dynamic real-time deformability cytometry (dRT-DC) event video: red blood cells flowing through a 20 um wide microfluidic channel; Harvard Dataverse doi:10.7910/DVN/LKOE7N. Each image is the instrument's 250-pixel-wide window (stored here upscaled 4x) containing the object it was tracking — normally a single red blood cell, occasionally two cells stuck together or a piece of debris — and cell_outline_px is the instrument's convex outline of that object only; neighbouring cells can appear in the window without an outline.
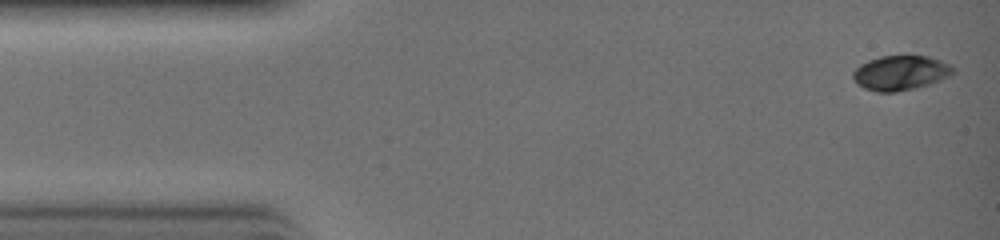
{"species": "common noctule bat (a hibernating species)", "species_latin": "Nyctalus noctula", "temperature_condition": "warm", "stored_images_in_passage": 3, "camera_frame_rate_fps": 3000, "um_per_image_px": 0.085, "animal": {"sex": "female", "body_mass_g": 19.0, "forearm_length_mm": 51.5}, "frame": {"image": 1, "passage_image": 1, "time_ms": 0.0, "image_size_px": [1000, 240], "cell_outline_px": [[952, 72], [948, 76], [928, 84], [896, 92], [876, 92], [864, 88], [856, 84], [852, 76], [852, 72], [860, 64], [868, 60], [880, 56], [928, 56], [940, 60], [948, 64], [952, 68]], "centroid_in_image_um": [76.46, 6.19], "position_along_channel_um": 8.5, "area_um2": 19.94}}